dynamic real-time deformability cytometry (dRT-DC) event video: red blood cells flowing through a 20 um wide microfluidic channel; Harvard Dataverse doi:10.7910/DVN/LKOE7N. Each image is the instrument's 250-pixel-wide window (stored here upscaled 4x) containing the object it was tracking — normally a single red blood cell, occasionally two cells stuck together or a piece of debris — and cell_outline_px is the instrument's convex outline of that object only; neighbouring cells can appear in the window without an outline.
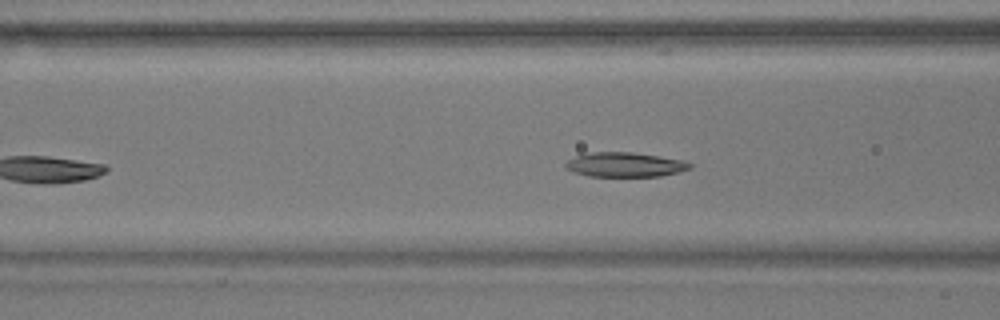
{"species": "common noctule bat (a hibernating species)", "species_latin": "Nyctalus noctula", "temperature_condition": "warm", "stored_images_in_passage": 49, "camera_frame_rate_fps": 3000, "um_per_image_px": 0.085, "animal": {"sex": "male", "body_mass_g": 17.9}, "frame": {"image": 1, "passage_image": 13, "time_ms": 4.0, "image_size_px": [1000, 320], "cell_outline_px": [[692, 168], [660, 176], [588, 176], [572, 172], [564, 164], [568, 160], [576, 156], [592, 152], [632, 152], [680, 160], [692, 164]], "centroid_in_image_um": [53.08, 14.0], "position_along_channel_um": 113.5, "area_um2": 17.46}}
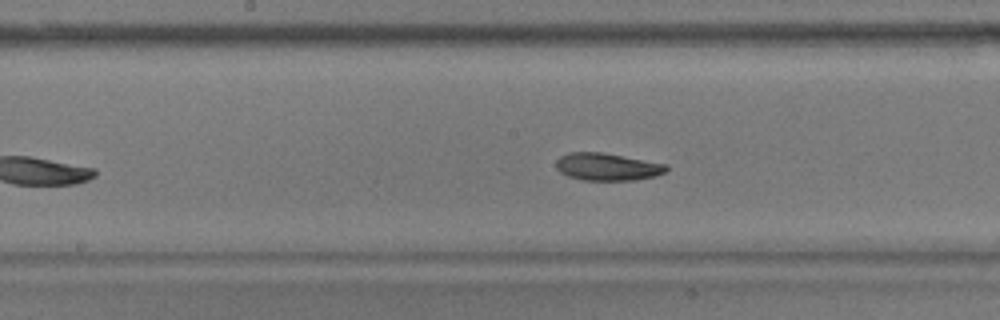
{"frame": {"image": 2, "passage_image": 20, "time_ms": 6.333, "image_size_px": [1000, 320], "cell_outline_px": [[668, 168], [664, 172], [656, 176], [636, 180], [580, 180], [568, 176], [560, 172], [556, 168], [556, 160], [560, 156], [568, 152], [600, 152], [668, 164]], "centroid_in_image_um": [51.6, 14.18], "position_along_channel_um": 196.6, "area_um2": 17.69}}
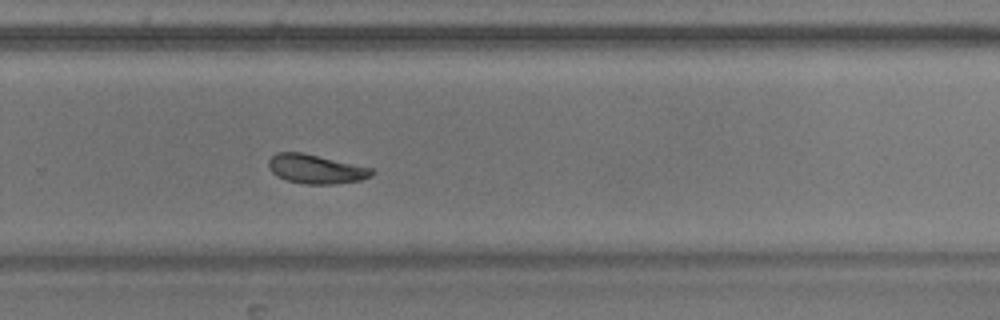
{"frame": {"image": 3, "passage_image": 29, "time_ms": 9.333, "image_size_px": [1000, 320], "cell_outline_px": [[376, 172], [372, 176], [360, 180], [332, 184], [304, 184], [288, 180], [276, 176], [268, 168], [268, 160], [276, 152], [304, 152], [372, 168]], "centroid_in_image_um": [26.84, 14.36], "position_along_channel_um": 303.0, "area_um2": 17.63}, "authors_computed_cell_mechanics": {"area_um2": 17.918, "velocity_mm_per_s": 3.5574, "shape_relaxation_time_tau1_ms": 3.3802, "shape_relaxation_time_tau2_ms": 4.2395, "deformation_change_tau1": 0.115, "deformation_change_tau2": 0.0909}}